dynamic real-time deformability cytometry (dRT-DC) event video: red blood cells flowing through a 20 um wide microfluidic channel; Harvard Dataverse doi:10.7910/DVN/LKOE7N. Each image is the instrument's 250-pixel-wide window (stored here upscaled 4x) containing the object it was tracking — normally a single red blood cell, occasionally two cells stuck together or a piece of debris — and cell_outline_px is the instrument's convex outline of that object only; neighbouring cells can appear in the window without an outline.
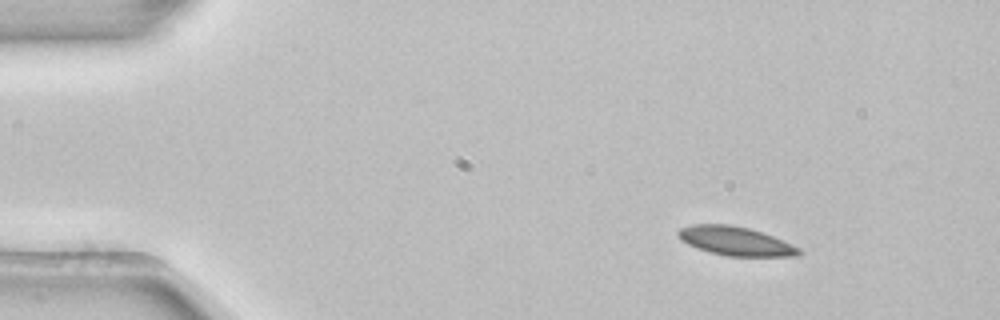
{"species": "common noctule bat (a hibernating species)", "species_latin": "Nyctalus noctula", "temperature_condition": "room temperature", "stored_images_in_passage": 3, "camera_frame_rate_fps": 3000, "um_per_image_px": 0.085, "animal": {"sex": "female", "body_mass_g": 22.7, "forearm_length_mm": 54.2}, "frame": {"image": 1, "passage_image": 1, "time_ms": 0.0, "image_size_px": [1000, 320], "cell_outline_px": [[804, 252], [800, 256], [728, 256], [708, 252], [688, 244], [680, 240], [676, 232], [680, 228], [692, 224], [732, 224], [748, 228], [772, 236], [800, 248]], "centroid_in_image_um": [62.5, 20.49], "position_along_channel_um": 22.5, "area_um2": 20.35}}